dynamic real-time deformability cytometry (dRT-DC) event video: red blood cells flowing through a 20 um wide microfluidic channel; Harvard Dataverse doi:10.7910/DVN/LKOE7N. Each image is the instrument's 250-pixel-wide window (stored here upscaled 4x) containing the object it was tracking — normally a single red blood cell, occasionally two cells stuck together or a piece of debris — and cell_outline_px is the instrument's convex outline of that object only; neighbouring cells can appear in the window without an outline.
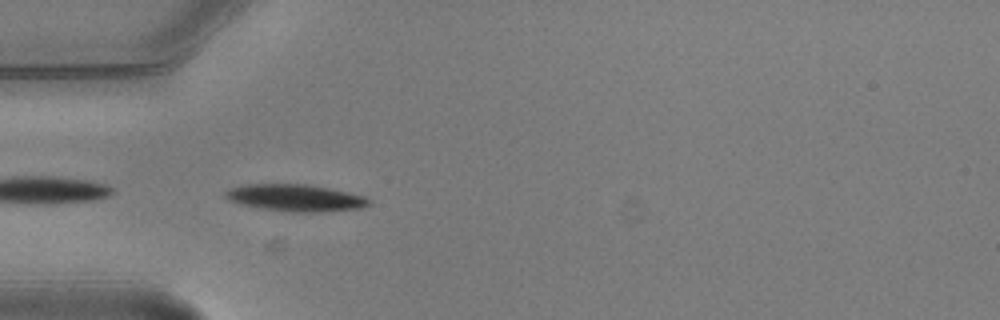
{"species": "common noctule bat (a hibernating species)", "species_latin": "Nyctalus noctula", "temperature_condition": "warm", "stored_images_in_passage": 5, "camera_frame_rate_fps": 3000, "um_per_image_px": 0.085, "animal": {"sex": "male", "body_mass_g": 20.5, "forearm_length_mm": 52.5}, "frame": {"image": 1, "passage_image": 4, "time_ms": 1.0, "image_size_px": [1000, 320], "cell_outline_px": [[372, 200], [364, 208], [320, 212], [300, 212], [264, 208], [244, 204], [228, 200], [224, 196], [224, 192], [232, 188], [244, 184], [308, 184], [348, 192], [364, 196]], "centroid_in_image_um": [25.16, 16.8], "position_along_channel_um": 59.8, "area_um2": 22.25}}